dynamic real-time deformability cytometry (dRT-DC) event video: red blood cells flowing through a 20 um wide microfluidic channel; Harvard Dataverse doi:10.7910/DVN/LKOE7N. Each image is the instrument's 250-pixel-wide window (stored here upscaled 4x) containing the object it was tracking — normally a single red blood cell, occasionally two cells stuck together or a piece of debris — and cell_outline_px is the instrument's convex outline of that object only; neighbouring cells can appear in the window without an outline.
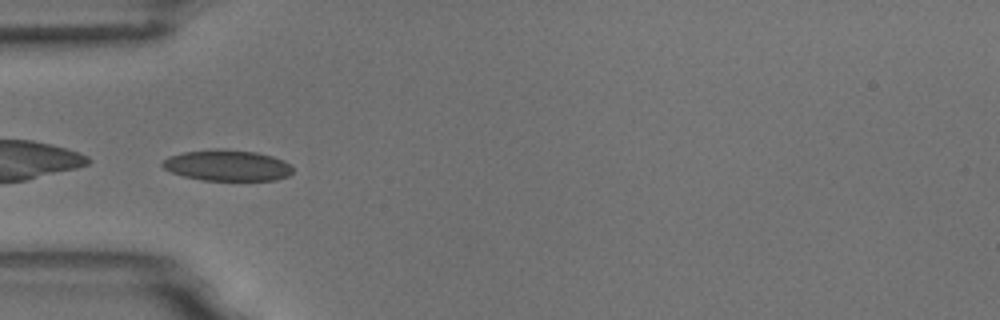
{"species": "common noctule bat (a hibernating species)", "species_latin": "Nyctalus noctula", "temperature_condition": "room temperature", "stored_images_in_passage": 10, "camera_frame_rate_fps": 3000, "um_per_image_px": 0.085, "animal": {"sex": "male", "body_mass_g": 18.8}, "frame": {"image": 1, "passage_image": 4, "time_ms": 3.667, "image_size_px": [1000, 320], "cell_outline_px": [[292, 172], [288, 176], [276, 180], [204, 180], [184, 176], [172, 172], [164, 168], [160, 164], [168, 156], [184, 152], [216, 148], [224, 148], [256, 152], [272, 156], [284, 160], [292, 164]], "centroid_in_image_um": [19.34, 14.05], "position_along_channel_um": 65.7, "area_um2": 23.7}}
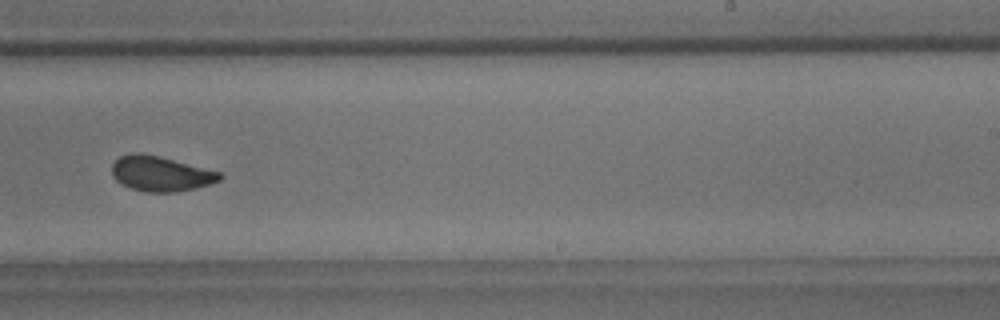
{"frame": {"image": 2, "passage_image": 9, "time_ms": 9.333, "image_size_px": [1000, 320], "cell_outline_px": [[224, 176], [220, 180], [208, 184], [176, 192], [148, 192], [132, 188], [116, 180], [112, 176], [112, 164], [120, 156], [132, 152], [140, 152], [160, 156], [220, 172]], "centroid_in_image_um": [13.64, 14.74], "position_along_channel_um": 275.4, "area_um2": 21.85}}
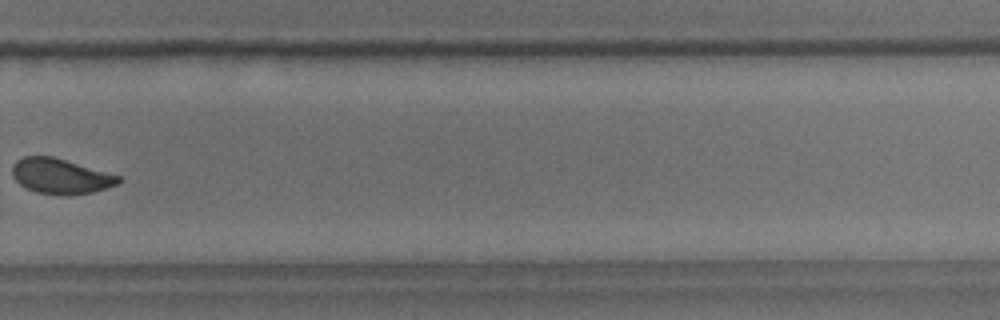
{"frame": {"image": 3, "passage_image": 10, "time_ms": 10.667, "image_size_px": [1000, 320], "cell_outline_px": [[120, 180], [116, 184], [92, 192], [68, 196], [36, 192], [24, 188], [12, 176], [12, 168], [16, 160], [24, 156], [52, 156], [120, 176]], "centroid_in_image_um": [5.09, 14.98], "position_along_channel_um": 324.7, "area_um2": 21.62}}